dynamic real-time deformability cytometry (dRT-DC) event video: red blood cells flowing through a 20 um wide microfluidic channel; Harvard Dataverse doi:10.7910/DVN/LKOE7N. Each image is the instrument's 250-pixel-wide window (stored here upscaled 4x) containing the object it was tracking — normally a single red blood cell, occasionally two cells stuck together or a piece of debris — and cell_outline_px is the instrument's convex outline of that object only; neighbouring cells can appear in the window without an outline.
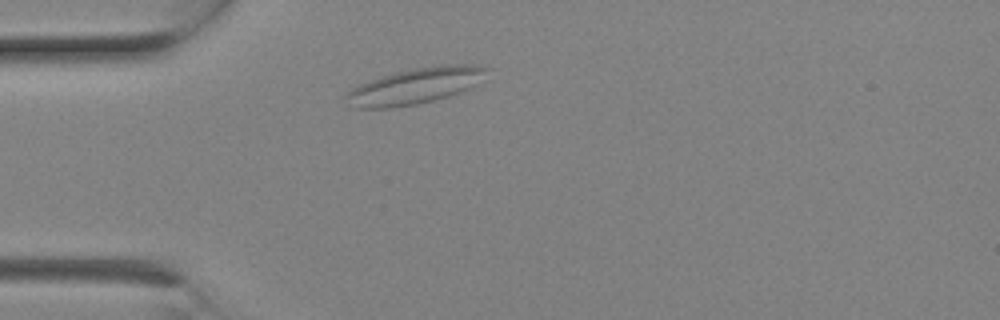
{"species": "Egyptian fruit bat (a non-hibernating species)", "species_latin": "Rousettus aegyptiacus", "temperature_condition": "room temperature", "stored_images_in_passage": 1, "camera_frame_rate_fps": 3000, "um_per_image_px": 0.085, "animal": {"sex": "female"}, "frame": {"image": 1, "passage_image": 1, "time_ms": 0.0, "image_size_px": [1000, 320], "cell_outline_px": [[488, 68], [468, 88], [460, 92], [432, 100], [416, 104], [392, 108], [356, 108], [344, 96], [352, 88], [360, 84], [380, 76], [412, 68], [440, 64], [480, 64]], "centroid_in_image_um": [35.24, 7.29], "position_along_channel_um": 49.8, "area_um2": 28.84}}